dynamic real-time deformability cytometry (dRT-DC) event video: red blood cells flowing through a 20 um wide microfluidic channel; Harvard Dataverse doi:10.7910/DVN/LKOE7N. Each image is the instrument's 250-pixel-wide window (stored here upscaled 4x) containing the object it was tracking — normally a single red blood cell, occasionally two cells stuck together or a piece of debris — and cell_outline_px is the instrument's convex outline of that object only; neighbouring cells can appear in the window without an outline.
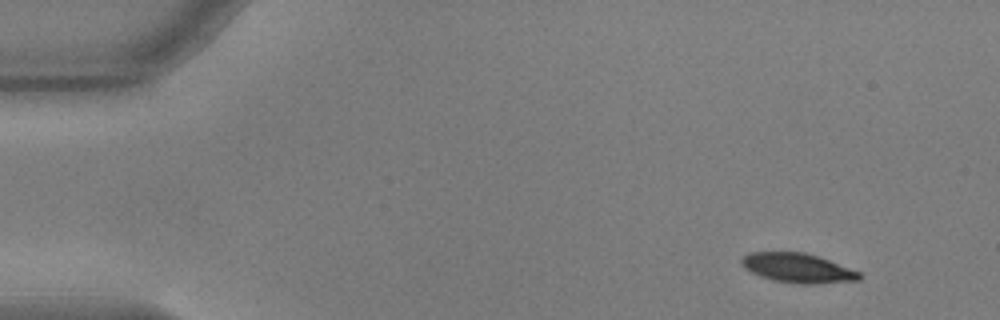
{"species": "common noctule bat (a hibernating species)", "species_latin": "Nyctalus noctula", "temperature_condition": "warm", "stored_images_in_passage": 52, "camera_frame_rate_fps": 3000, "um_per_image_px": 0.085, "animal": {"sex": "male", "body_mass_g": 17.9, "forearm_length_mm": 54.2}, "frame": {"image": 1, "passage_image": 1, "time_ms": 0.0, "image_size_px": [1000, 320], "cell_outline_px": [[860, 280], [812, 284], [800, 284], [772, 280], [760, 276], [744, 268], [740, 264], [740, 260], [748, 252], [804, 252], [820, 256], [860, 272]], "centroid_in_image_um": [67.79, 22.77], "position_along_channel_um": 17.2, "area_um2": 20.29}}
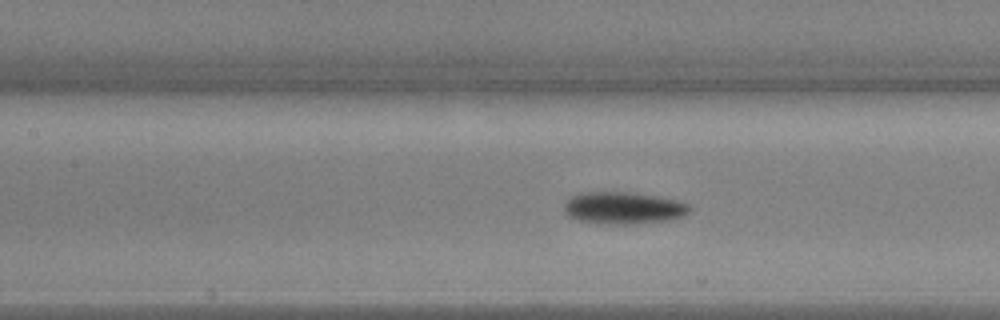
{"frame": {"image": 2, "passage_image": 21, "time_ms": 6.667, "image_size_px": [1000, 320], "cell_outline_px": [[692, 212], [684, 216], [668, 220], [644, 224], [604, 224], [576, 220], [568, 216], [564, 212], [564, 204], [572, 196], [580, 192], [636, 192], [680, 200], [688, 204], [692, 208]], "centroid_in_image_um": [53.04, 17.68], "position_along_channel_um": 154.4, "area_um2": 24.1}}
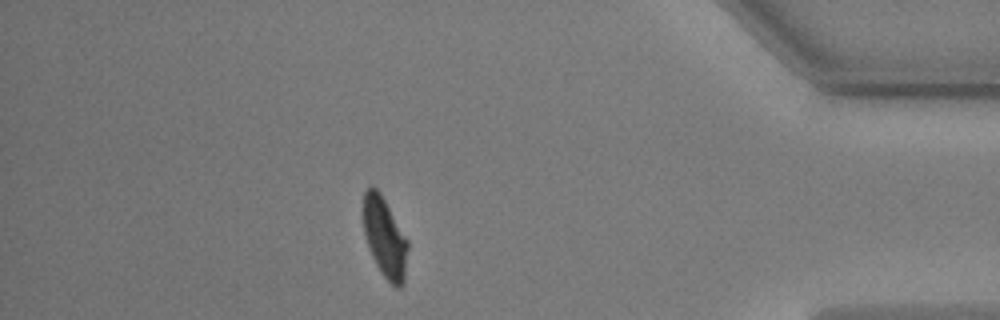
{"frame": {"image": 3, "passage_image": 45, "time_ms": 14.667, "image_size_px": [1000, 320], "cell_outline_px": [[408, 248], [404, 284], [400, 288], [396, 288], [380, 272], [372, 256], [364, 236], [360, 208], [364, 192], [372, 184], [380, 192], [408, 240]], "centroid_in_image_um": [32.66, 20.15], "position_along_channel_um": 402.5, "area_um2": 21.33}, "authors_computed_cell_mechanics": {"area_um2": 21.9929, "velocity_mm_per_s": 3.5955, "shape_relaxation_time_tau1_ms": 2.5763, "shape_relaxation_time_tau2_ms": 3.5464, "deformation_change_tau1": 0.1294, "deformation_change_tau2": 0.0747}}